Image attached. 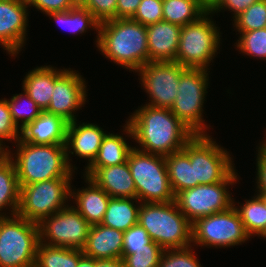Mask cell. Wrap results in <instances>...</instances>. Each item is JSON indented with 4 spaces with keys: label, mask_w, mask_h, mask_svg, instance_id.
Instances as JSON below:
<instances>
[{
    "label": "cell",
    "mask_w": 266,
    "mask_h": 267,
    "mask_svg": "<svg viewBox=\"0 0 266 267\" xmlns=\"http://www.w3.org/2000/svg\"><path fill=\"white\" fill-rule=\"evenodd\" d=\"M28 6L47 15L52 12L68 11L73 8L71 0H27Z\"/></svg>",
    "instance_id": "60d3db41"
},
{
    "label": "cell",
    "mask_w": 266,
    "mask_h": 267,
    "mask_svg": "<svg viewBox=\"0 0 266 267\" xmlns=\"http://www.w3.org/2000/svg\"><path fill=\"white\" fill-rule=\"evenodd\" d=\"M27 0H0V46L11 57L24 48L28 26Z\"/></svg>",
    "instance_id": "2e32d148"
},
{
    "label": "cell",
    "mask_w": 266,
    "mask_h": 267,
    "mask_svg": "<svg viewBox=\"0 0 266 267\" xmlns=\"http://www.w3.org/2000/svg\"><path fill=\"white\" fill-rule=\"evenodd\" d=\"M83 173L110 197L136 198V188L127 161L109 167L85 168Z\"/></svg>",
    "instance_id": "ac0fdd59"
},
{
    "label": "cell",
    "mask_w": 266,
    "mask_h": 267,
    "mask_svg": "<svg viewBox=\"0 0 266 267\" xmlns=\"http://www.w3.org/2000/svg\"><path fill=\"white\" fill-rule=\"evenodd\" d=\"M238 33L266 28V0H258L233 19Z\"/></svg>",
    "instance_id": "d6a6232c"
},
{
    "label": "cell",
    "mask_w": 266,
    "mask_h": 267,
    "mask_svg": "<svg viewBox=\"0 0 266 267\" xmlns=\"http://www.w3.org/2000/svg\"><path fill=\"white\" fill-rule=\"evenodd\" d=\"M127 162L141 203H166L175 200L165 157L136 149L129 152Z\"/></svg>",
    "instance_id": "8992f818"
},
{
    "label": "cell",
    "mask_w": 266,
    "mask_h": 267,
    "mask_svg": "<svg viewBox=\"0 0 266 267\" xmlns=\"http://www.w3.org/2000/svg\"><path fill=\"white\" fill-rule=\"evenodd\" d=\"M95 267H125L122 258L95 260Z\"/></svg>",
    "instance_id": "f6af8a7d"
},
{
    "label": "cell",
    "mask_w": 266,
    "mask_h": 267,
    "mask_svg": "<svg viewBox=\"0 0 266 267\" xmlns=\"http://www.w3.org/2000/svg\"><path fill=\"white\" fill-rule=\"evenodd\" d=\"M48 16L59 24L63 29L76 35H83L90 28L96 30V46L98 43V29L100 22L91 14V12L85 7H73L68 11L52 12L48 13Z\"/></svg>",
    "instance_id": "4316f807"
},
{
    "label": "cell",
    "mask_w": 266,
    "mask_h": 267,
    "mask_svg": "<svg viewBox=\"0 0 266 267\" xmlns=\"http://www.w3.org/2000/svg\"><path fill=\"white\" fill-rule=\"evenodd\" d=\"M236 50L243 55L266 60V28L239 33Z\"/></svg>",
    "instance_id": "836d02e7"
},
{
    "label": "cell",
    "mask_w": 266,
    "mask_h": 267,
    "mask_svg": "<svg viewBox=\"0 0 266 267\" xmlns=\"http://www.w3.org/2000/svg\"><path fill=\"white\" fill-rule=\"evenodd\" d=\"M192 248L164 250L158 267H202Z\"/></svg>",
    "instance_id": "d590c367"
},
{
    "label": "cell",
    "mask_w": 266,
    "mask_h": 267,
    "mask_svg": "<svg viewBox=\"0 0 266 267\" xmlns=\"http://www.w3.org/2000/svg\"><path fill=\"white\" fill-rule=\"evenodd\" d=\"M73 178H53L20 187L17 215L39 224L69 205ZM68 203V204H67Z\"/></svg>",
    "instance_id": "ba28073f"
},
{
    "label": "cell",
    "mask_w": 266,
    "mask_h": 267,
    "mask_svg": "<svg viewBox=\"0 0 266 267\" xmlns=\"http://www.w3.org/2000/svg\"><path fill=\"white\" fill-rule=\"evenodd\" d=\"M22 81V90L45 111L51 101L54 87V66L44 65L29 71Z\"/></svg>",
    "instance_id": "d4e9b609"
},
{
    "label": "cell",
    "mask_w": 266,
    "mask_h": 267,
    "mask_svg": "<svg viewBox=\"0 0 266 267\" xmlns=\"http://www.w3.org/2000/svg\"><path fill=\"white\" fill-rule=\"evenodd\" d=\"M260 144V145H259ZM256 158V193H266V145L263 142L258 143Z\"/></svg>",
    "instance_id": "b9f144b4"
},
{
    "label": "cell",
    "mask_w": 266,
    "mask_h": 267,
    "mask_svg": "<svg viewBox=\"0 0 266 267\" xmlns=\"http://www.w3.org/2000/svg\"><path fill=\"white\" fill-rule=\"evenodd\" d=\"M83 256L80 249L49 246L39 242L34 267H77Z\"/></svg>",
    "instance_id": "f1b7e54d"
},
{
    "label": "cell",
    "mask_w": 266,
    "mask_h": 267,
    "mask_svg": "<svg viewBox=\"0 0 266 267\" xmlns=\"http://www.w3.org/2000/svg\"><path fill=\"white\" fill-rule=\"evenodd\" d=\"M39 226L20 216L0 219V267H34Z\"/></svg>",
    "instance_id": "52a82bcc"
},
{
    "label": "cell",
    "mask_w": 266,
    "mask_h": 267,
    "mask_svg": "<svg viewBox=\"0 0 266 267\" xmlns=\"http://www.w3.org/2000/svg\"><path fill=\"white\" fill-rule=\"evenodd\" d=\"M96 47L105 58L131 72L149 63L147 27L131 18L100 22Z\"/></svg>",
    "instance_id": "7a4b0ae2"
},
{
    "label": "cell",
    "mask_w": 266,
    "mask_h": 267,
    "mask_svg": "<svg viewBox=\"0 0 266 267\" xmlns=\"http://www.w3.org/2000/svg\"><path fill=\"white\" fill-rule=\"evenodd\" d=\"M85 8L99 22L116 19L117 0H89Z\"/></svg>",
    "instance_id": "ab89813d"
},
{
    "label": "cell",
    "mask_w": 266,
    "mask_h": 267,
    "mask_svg": "<svg viewBox=\"0 0 266 267\" xmlns=\"http://www.w3.org/2000/svg\"><path fill=\"white\" fill-rule=\"evenodd\" d=\"M218 145L209 134H195L182 149L194 163L195 186L224 181L235 164L227 149Z\"/></svg>",
    "instance_id": "30bf717a"
},
{
    "label": "cell",
    "mask_w": 266,
    "mask_h": 267,
    "mask_svg": "<svg viewBox=\"0 0 266 267\" xmlns=\"http://www.w3.org/2000/svg\"><path fill=\"white\" fill-rule=\"evenodd\" d=\"M205 13L198 0H163V21L166 22L185 26Z\"/></svg>",
    "instance_id": "4dcf8cb0"
},
{
    "label": "cell",
    "mask_w": 266,
    "mask_h": 267,
    "mask_svg": "<svg viewBox=\"0 0 266 267\" xmlns=\"http://www.w3.org/2000/svg\"><path fill=\"white\" fill-rule=\"evenodd\" d=\"M264 136H266V132H265V135ZM262 142L266 145V138H265V140L263 139Z\"/></svg>",
    "instance_id": "f5cc1de1"
},
{
    "label": "cell",
    "mask_w": 266,
    "mask_h": 267,
    "mask_svg": "<svg viewBox=\"0 0 266 267\" xmlns=\"http://www.w3.org/2000/svg\"><path fill=\"white\" fill-rule=\"evenodd\" d=\"M164 249L153 241L133 254H122L125 267H158Z\"/></svg>",
    "instance_id": "e575fe53"
},
{
    "label": "cell",
    "mask_w": 266,
    "mask_h": 267,
    "mask_svg": "<svg viewBox=\"0 0 266 267\" xmlns=\"http://www.w3.org/2000/svg\"><path fill=\"white\" fill-rule=\"evenodd\" d=\"M255 195L249 200L245 199V203L239 205L238 202L235 206L250 238L259 237L266 230V204L258 194Z\"/></svg>",
    "instance_id": "f546056e"
},
{
    "label": "cell",
    "mask_w": 266,
    "mask_h": 267,
    "mask_svg": "<svg viewBox=\"0 0 266 267\" xmlns=\"http://www.w3.org/2000/svg\"><path fill=\"white\" fill-rule=\"evenodd\" d=\"M131 19L145 26L163 21V0H142Z\"/></svg>",
    "instance_id": "8d00e7d4"
},
{
    "label": "cell",
    "mask_w": 266,
    "mask_h": 267,
    "mask_svg": "<svg viewBox=\"0 0 266 267\" xmlns=\"http://www.w3.org/2000/svg\"><path fill=\"white\" fill-rule=\"evenodd\" d=\"M125 123L122 135L110 132L106 134L95 159L85 168H103L119 165L127 161L128 154L134 147H131L126 142L128 138L133 139V132L131 126L127 122ZM123 134L128 136L127 139L123 137Z\"/></svg>",
    "instance_id": "603a6c76"
},
{
    "label": "cell",
    "mask_w": 266,
    "mask_h": 267,
    "mask_svg": "<svg viewBox=\"0 0 266 267\" xmlns=\"http://www.w3.org/2000/svg\"><path fill=\"white\" fill-rule=\"evenodd\" d=\"M146 27L149 62L175 61L181 26L160 21Z\"/></svg>",
    "instance_id": "d6986e66"
},
{
    "label": "cell",
    "mask_w": 266,
    "mask_h": 267,
    "mask_svg": "<svg viewBox=\"0 0 266 267\" xmlns=\"http://www.w3.org/2000/svg\"><path fill=\"white\" fill-rule=\"evenodd\" d=\"M14 145L15 152L8 149L7 154L15 164L20 187L53 178H73L75 171L68 164L65 144H32L19 139Z\"/></svg>",
    "instance_id": "3957f363"
},
{
    "label": "cell",
    "mask_w": 266,
    "mask_h": 267,
    "mask_svg": "<svg viewBox=\"0 0 266 267\" xmlns=\"http://www.w3.org/2000/svg\"><path fill=\"white\" fill-rule=\"evenodd\" d=\"M38 226L41 243L80 250L85 247L91 227L71 204L44 218Z\"/></svg>",
    "instance_id": "4fadbf2b"
},
{
    "label": "cell",
    "mask_w": 266,
    "mask_h": 267,
    "mask_svg": "<svg viewBox=\"0 0 266 267\" xmlns=\"http://www.w3.org/2000/svg\"><path fill=\"white\" fill-rule=\"evenodd\" d=\"M76 70L54 68L52 98L45 112L62 117L66 122L77 120L76 111L82 110L87 100L85 79Z\"/></svg>",
    "instance_id": "9a60e30c"
},
{
    "label": "cell",
    "mask_w": 266,
    "mask_h": 267,
    "mask_svg": "<svg viewBox=\"0 0 266 267\" xmlns=\"http://www.w3.org/2000/svg\"><path fill=\"white\" fill-rule=\"evenodd\" d=\"M258 0H221V2L211 11L212 14H216L223 11L233 12V19L246 10L249 6L256 3Z\"/></svg>",
    "instance_id": "7bdbcfd3"
},
{
    "label": "cell",
    "mask_w": 266,
    "mask_h": 267,
    "mask_svg": "<svg viewBox=\"0 0 266 267\" xmlns=\"http://www.w3.org/2000/svg\"><path fill=\"white\" fill-rule=\"evenodd\" d=\"M151 241L147 231L138 223L124 232V244L122 254H133L136 250L146 248Z\"/></svg>",
    "instance_id": "f35d334b"
},
{
    "label": "cell",
    "mask_w": 266,
    "mask_h": 267,
    "mask_svg": "<svg viewBox=\"0 0 266 267\" xmlns=\"http://www.w3.org/2000/svg\"><path fill=\"white\" fill-rule=\"evenodd\" d=\"M20 129L12 120L7 98L0 99V143L4 145L3 141H10L15 143L20 139Z\"/></svg>",
    "instance_id": "74e56055"
},
{
    "label": "cell",
    "mask_w": 266,
    "mask_h": 267,
    "mask_svg": "<svg viewBox=\"0 0 266 267\" xmlns=\"http://www.w3.org/2000/svg\"><path fill=\"white\" fill-rule=\"evenodd\" d=\"M213 14L206 12L197 21L181 26L176 62L185 68L210 69L219 53L221 33Z\"/></svg>",
    "instance_id": "5b68a950"
},
{
    "label": "cell",
    "mask_w": 266,
    "mask_h": 267,
    "mask_svg": "<svg viewBox=\"0 0 266 267\" xmlns=\"http://www.w3.org/2000/svg\"><path fill=\"white\" fill-rule=\"evenodd\" d=\"M239 179L235 169L222 182L197 185L178 192L174 201L186 218L194 223L199 218L231 208L235 200L229 192L230 185L237 184Z\"/></svg>",
    "instance_id": "8fae6325"
},
{
    "label": "cell",
    "mask_w": 266,
    "mask_h": 267,
    "mask_svg": "<svg viewBox=\"0 0 266 267\" xmlns=\"http://www.w3.org/2000/svg\"><path fill=\"white\" fill-rule=\"evenodd\" d=\"M7 103L9 105L12 120L20 130L27 124L32 123L43 112V110L36 105L24 90L22 93L13 94L11 99H7Z\"/></svg>",
    "instance_id": "1f68e13d"
},
{
    "label": "cell",
    "mask_w": 266,
    "mask_h": 267,
    "mask_svg": "<svg viewBox=\"0 0 266 267\" xmlns=\"http://www.w3.org/2000/svg\"><path fill=\"white\" fill-rule=\"evenodd\" d=\"M209 72L201 68H185L180 75L178 95L170 109L194 134H207L209 129L203 119Z\"/></svg>",
    "instance_id": "9c48e42d"
},
{
    "label": "cell",
    "mask_w": 266,
    "mask_h": 267,
    "mask_svg": "<svg viewBox=\"0 0 266 267\" xmlns=\"http://www.w3.org/2000/svg\"><path fill=\"white\" fill-rule=\"evenodd\" d=\"M259 237L266 239V230Z\"/></svg>",
    "instance_id": "816d5d0a"
},
{
    "label": "cell",
    "mask_w": 266,
    "mask_h": 267,
    "mask_svg": "<svg viewBox=\"0 0 266 267\" xmlns=\"http://www.w3.org/2000/svg\"><path fill=\"white\" fill-rule=\"evenodd\" d=\"M184 69L176 61L144 64L137 74L141 87L149 96L146 105L171 109L178 95L180 75Z\"/></svg>",
    "instance_id": "5bb4252c"
},
{
    "label": "cell",
    "mask_w": 266,
    "mask_h": 267,
    "mask_svg": "<svg viewBox=\"0 0 266 267\" xmlns=\"http://www.w3.org/2000/svg\"><path fill=\"white\" fill-rule=\"evenodd\" d=\"M140 206L137 198L111 197L101 224L125 232L138 223Z\"/></svg>",
    "instance_id": "484cf974"
},
{
    "label": "cell",
    "mask_w": 266,
    "mask_h": 267,
    "mask_svg": "<svg viewBox=\"0 0 266 267\" xmlns=\"http://www.w3.org/2000/svg\"><path fill=\"white\" fill-rule=\"evenodd\" d=\"M78 120L69 122L66 129V153L67 161L70 167L75 171L77 168L70 163V153L79 158L86 159L89 166L95 159L106 131H103L99 125L95 123L77 122ZM79 123V124H78ZM71 160V161H70ZM74 167V168H73Z\"/></svg>",
    "instance_id": "e0dca14e"
},
{
    "label": "cell",
    "mask_w": 266,
    "mask_h": 267,
    "mask_svg": "<svg viewBox=\"0 0 266 267\" xmlns=\"http://www.w3.org/2000/svg\"><path fill=\"white\" fill-rule=\"evenodd\" d=\"M77 267H95V259L83 256L79 260Z\"/></svg>",
    "instance_id": "7dc6e473"
},
{
    "label": "cell",
    "mask_w": 266,
    "mask_h": 267,
    "mask_svg": "<svg viewBox=\"0 0 266 267\" xmlns=\"http://www.w3.org/2000/svg\"><path fill=\"white\" fill-rule=\"evenodd\" d=\"M220 2L221 0H198V3L206 12H211Z\"/></svg>",
    "instance_id": "bcb514c9"
},
{
    "label": "cell",
    "mask_w": 266,
    "mask_h": 267,
    "mask_svg": "<svg viewBox=\"0 0 266 267\" xmlns=\"http://www.w3.org/2000/svg\"><path fill=\"white\" fill-rule=\"evenodd\" d=\"M127 120L133 132V140L141 146L136 149L149 154L165 157L181 151L195 135L167 108L144 104Z\"/></svg>",
    "instance_id": "6da1fadb"
},
{
    "label": "cell",
    "mask_w": 266,
    "mask_h": 267,
    "mask_svg": "<svg viewBox=\"0 0 266 267\" xmlns=\"http://www.w3.org/2000/svg\"><path fill=\"white\" fill-rule=\"evenodd\" d=\"M83 179L87 187L72 189L71 185V199H74L73 202L75 201L77 207L73 206L90 225L100 224L111 197L88 177L83 176Z\"/></svg>",
    "instance_id": "7402d4cb"
},
{
    "label": "cell",
    "mask_w": 266,
    "mask_h": 267,
    "mask_svg": "<svg viewBox=\"0 0 266 267\" xmlns=\"http://www.w3.org/2000/svg\"><path fill=\"white\" fill-rule=\"evenodd\" d=\"M19 203L20 186L16 167L12 158L6 154L0 157V219L16 215ZM5 208L9 212L5 213L3 211L6 210ZM8 213L10 214L9 216L7 215Z\"/></svg>",
    "instance_id": "cb8c5ba5"
},
{
    "label": "cell",
    "mask_w": 266,
    "mask_h": 267,
    "mask_svg": "<svg viewBox=\"0 0 266 267\" xmlns=\"http://www.w3.org/2000/svg\"><path fill=\"white\" fill-rule=\"evenodd\" d=\"M235 205L234 202L231 208L192 223V246L231 248L247 242L250 236L245 231Z\"/></svg>",
    "instance_id": "7c38bea8"
},
{
    "label": "cell",
    "mask_w": 266,
    "mask_h": 267,
    "mask_svg": "<svg viewBox=\"0 0 266 267\" xmlns=\"http://www.w3.org/2000/svg\"><path fill=\"white\" fill-rule=\"evenodd\" d=\"M67 125L62 117L43 111L20 130V140L32 144H65Z\"/></svg>",
    "instance_id": "44dd1931"
},
{
    "label": "cell",
    "mask_w": 266,
    "mask_h": 267,
    "mask_svg": "<svg viewBox=\"0 0 266 267\" xmlns=\"http://www.w3.org/2000/svg\"><path fill=\"white\" fill-rule=\"evenodd\" d=\"M8 147H9V146H7L6 144H5V145H2V144L0 143V157L5 156V155L7 154V152H8Z\"/></svg>",
    "instance_id": "681fc988"
},
{
    "label": "cell",
    "mask_w": 266,
    "mask_h": 267,
    "mask_svg": "<svg viewBox=\"0 0 266 267\" xmlns=\"http://www.w3.org/2000/svg\"><path fill=\"white\" fill-rule=\"evenodd\" d=\"M89 0H71L73 7H85Z\"/></svg>",
    "instance_id": "c3c4849f"
},
{
    "label": "cell",
    "mask_w": 266,
    "mask_h": 267,
    "mask_svg": "<svg viewBox=\"0 0 266 267\" xmlns=\"http://www.w3.org/2000/svg\"><path fill=\"white\" fill-rule=\"evenodd\" d=\"M165 162L174 195L195 187L194 163H190L189 156L183 150L165 156Z\"/></svg>",
    "instance_id": "83f0119b"
},
{
    "label": "cell",
    "mask_w": 266,
    "mask_h": 267,
    "mask_svg": "<svg viewBox=\"0 0 266 267\" xmlns=\"http://www.w3.org/2000/svg\"><path fill=\"white\" fill-rule=\"evenodd\" d=\"M138 224L147 231L151 241L164 250L192 246V223L180 211L175 201L141 203Z\"/></svg>",
    "instance_id": "277c9868"
},
{
    "label": "cell",
    "mask_w": 266,
    "mask_h": 267,
    "mask_svg": "<svg viewBox=\"0 0 266 267\" xmlns=\"http://www.w3.org/2000/svg\"><path fill=\"white\" fill-rule=\"evenodd\" d=\"M255 194H258L264 200L266 204V193H255Z\"/></svg>",
    "instance_id": "f907efd6"
},
{
    "label": "cell",
    "mask_w": 266,
    "mask_h": 267,
    "mask_svg": "<svg viewBox=\"0 0 266 267\" xmlns=\"http://www.w3.org/2000/svg\"><path fill=\"white\" fill-rule=\"evenodd\" d=\"M142 0H117L116 19L132 18Z\"/></svg>",
    "instance_id": "ee69618b"
},
{
    "label": "cell",
    "mask_w": 266,
    "mask_h": 267,
    "mask_svg": "<svg viewBox=\"0 0 266 267\" xmlns=\"http://www.w3.org/2000/svg\"><path fill=\"white\" fill-rule=\"evenodd\" d=\"M124 244V232L102 225H91L85 247L82 249L83 255L100 259L122 258Z\"/></svg>",
    "instance_id": "ffe728a7"
}]
</instances>
